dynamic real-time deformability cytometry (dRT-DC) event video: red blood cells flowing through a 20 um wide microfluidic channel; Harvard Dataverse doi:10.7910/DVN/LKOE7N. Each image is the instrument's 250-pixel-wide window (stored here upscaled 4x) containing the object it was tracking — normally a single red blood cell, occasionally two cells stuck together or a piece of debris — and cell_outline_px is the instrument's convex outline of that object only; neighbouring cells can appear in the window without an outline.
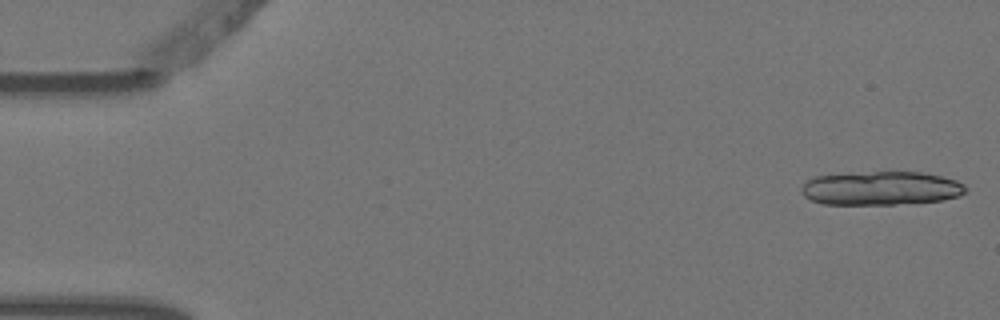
{"species": "Egyptian fruit bat (a non-hibernating species)", "species_latin": "Rousettus aegyptiacus", "temperature_condition": "warm", "stored_images_in_passage": 5, "camera_frame_rate_fps": 3000, "um_per_image_px": 0.085, "animal": {"sex": "female"}, "frame": {"image": 1, "passage_image": 1, "time_ms": 0.0, "image_size_px": [1000, 320], "cell_outline_px": [[968, 188], [960, 196], [944, 200], [896, 204], [824, 204], [812, 200], [804, 196], [800, 192], [800, 188], [808, 180], [816, 176], [872, 172], [920, 172], [940, 176], [956, 180], [964, 184]], "centroid_in_image_um": [74.91, 16.01], "position_along_channel_um": 10.1, "area_um2": 32.14}}